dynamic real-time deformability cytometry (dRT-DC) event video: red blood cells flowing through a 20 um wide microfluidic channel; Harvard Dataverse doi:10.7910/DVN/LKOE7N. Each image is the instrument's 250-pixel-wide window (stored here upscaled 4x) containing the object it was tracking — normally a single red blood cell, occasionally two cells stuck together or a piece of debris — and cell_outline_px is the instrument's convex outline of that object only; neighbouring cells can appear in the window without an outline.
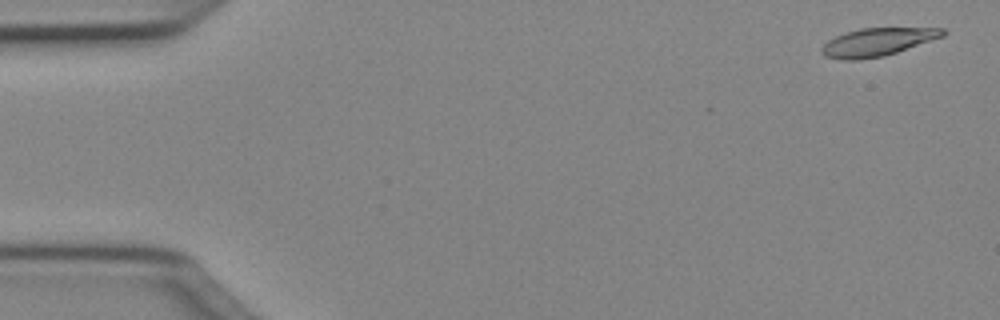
{"species": "Egyptian fruit bat (a non-hibernating species)", "species_latin": "Rousettus aegyptiacus", "temperature_condition": "cold", "stored_images_in_passage": 50, "camera_frame_rate_fps": 3000, "um_per_image_px": 0.085, "animal": {"sex": "female"}, "frame": {"image": 1, "passage_image": 2, "time_ms": 0.333, "image_size_px": [1000, 320], "cell_outline_px": [[948, 32], [944, 36], [884, 56], [860, 60], [844, 60], [824, 56], [820, 52], [820, 48], [828, 40], [844, 32], [860, 28], [944, 28]], "centroid_in_image_um": [74.55, 3.57], "position_along_channel_um": 10.4, "area_um2": 19.83}}
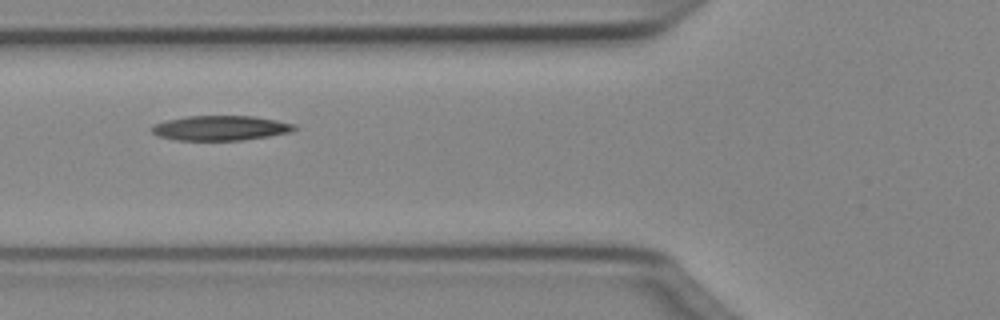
{"frame": {"image": 2, "passage_image": 19, "time_ms": 6.0, "image_size_px": [1000, 320], "cell_outline_px": [[296, 128], [292, 132], [244, 140], [176, 140], [156, 136], [148, 128], [152, 124], [164, 120], [188, 116], [252, 116], [276, 120], [296, 124]], "centroid_in_image_um": [18.68, 10.88], "position_along_channel_um": 107.1, "area_um2": 20.87}}
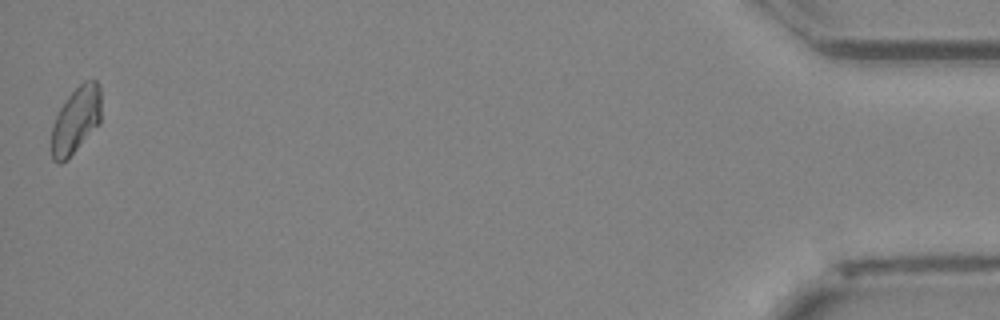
{"frame": {"image": 3, "passage_image": 50, "time_ms": 16.333, "image_size_px": [1000, 320], "cell_outline_px": [[100, 124], [60, 164], [56, 164], [52, 160], [52, 128], [56, 116], [64, 100], [84, 80], [96, 80], [100, 84]], "centroid_in_image_um": [6.46, 10.17], "position_along_channel_um": 428.7, "area_um2": 18.96}}